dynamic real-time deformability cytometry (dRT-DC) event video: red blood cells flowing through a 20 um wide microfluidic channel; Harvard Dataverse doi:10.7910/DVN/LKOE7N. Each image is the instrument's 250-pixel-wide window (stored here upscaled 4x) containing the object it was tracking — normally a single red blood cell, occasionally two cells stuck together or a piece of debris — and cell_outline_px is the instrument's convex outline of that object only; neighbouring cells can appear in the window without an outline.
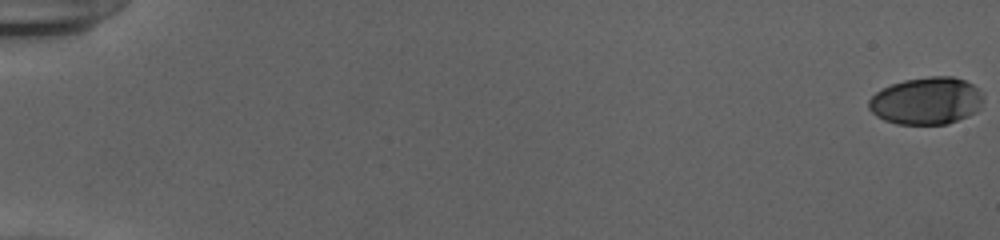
{"species": "human", "species_latin": "Homo sapiens", "temperature_condition": "cold", "stored_images_in_passage": 55, "camera_frame_rate_fps": 3000, "um_per_image_px": 0.085, "donor": {"sex": "female"}, "frame": {"image": 1, "passage_image": 1, "time_ms": 0.0, "image_size_px": [1000, 240], "cell_outline_px": [[984, 100], [980, 108], [976, 112], [968, 116], [948, 124], [896, 124], [884, 120], [876, 116], [868, 108], [868, 100], [880, 88], [904, 80], [928, 76], [952, 76], [964, 80], [972, 84], [984, 96]], "centroid_in_image_um": [78.74, 8.57], "position_along_channel_um": 6.3, "area_um2": 31.85}}
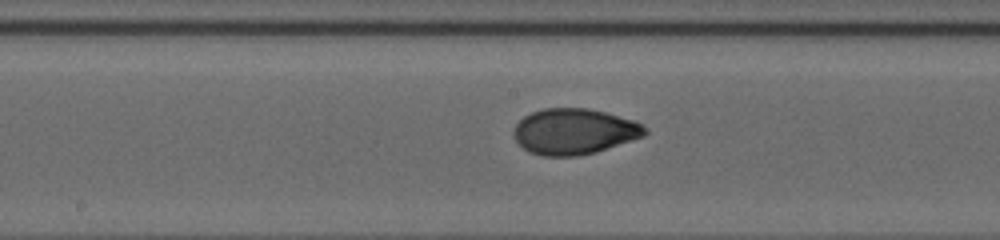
{"frame": {"image": 2, "passage_image": 31, "time_ms": 10.0, "image_size_px": [1000, 240], "cell_outline_px": [[648, 132], [644, 136], [596, 152], [576, 156], [544, 156], [528, 152], [516, 140], [512, 132], [516, 124], [524, 116], [532, 112], [544, 108], [588, 108], [604, 112], [632, 120], [648, 128]], "centroid_in_image_um": [48.79, 11.18], "position_along_channel_um": 199.4, "area_um2": 34.91}}
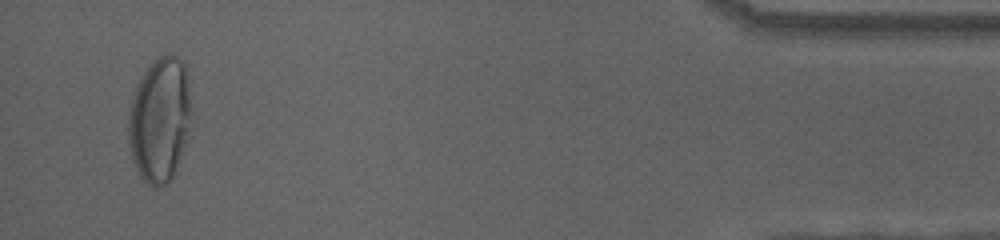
{"frame": {"image": 3, "passage_image": 53, "time_ms": 17.333, "image_size_px": [1000, 240], "cell_outline_px": [[188, 116], [184, 140], [172, 176], [164, 184], [156, 188], [148, 184], [140, 176], [136, 168], [128, 144], [128, 108], [136, 84], [140, 76], [160, 56], [176, 56], [184, 60], [188, 96]], "centroid_in_image_um": [13.48, 10.16], "position_along_channel_um": 421.7, "area_um2": 44.22}, "authors_computed_cell_mechanics": {"area_um2": 33.813, "velocity_mm_per_s": 3.929, "shape_relaxation_time_tau1_ms": 9.7815, "shape_relaxation_time_tau2_ms": null, "deformation_change_tau1": 0.318, "deformation_change_tau2": null}}